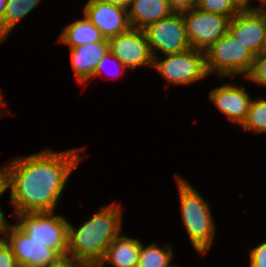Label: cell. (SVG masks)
Masks as SVG:
<instances>
[{"instance_id":"cell-1","label":"cell","mask_w":266,"mask_h":267,"mask_svg":"<svg viewBox=\"0 0 266 267\" xmlns=\"http://www.w3.org/2000/svg\"><path fill=\"white\" fill-rule=\"evenodd\" d=\"M84 149L54 151L45 148L11 159L9 204L12 205L13 216L55 212L72 172L86 158L82 153Z\"/></svg>"},{"instance_id":"cell-2","label":"cell","mask_w":266,"mask_h":267,"mask_svg":"<svg viewBox=\"0 0 266 267\" xmlns=\"http://www.w3.org/2000/svg\"><path fill=\"white\" fill-rule=\"evenodd\" d=\"M118 203L102 206L77 229L68 221L67 257L88 267L98 266L122 230L123 212Z\"/></svg>"},{"instance_id":"cell-3","label":"cell","mask_w":266,"mask_h":267,"mask_svg":"<svg viewBox=\"0 0 266 267\" xmlns=\"http://www.w3.org/2000/svg\"><path fill=\"white\" fill-rule=\"evenodd\" d=\"M182 223L193 249L200 255L210 251L216 235L211 206L188 180L176 173Z\"/></svg>"},{"instance_id":"cell-4","label":"cell","mask_w":266,"mask_h":267,"mask_svg":"<svg viewBox=\"0 0 266 267\" xmlns=\"http://www.w3.org/2000/svg\"><path fill=\"white\" fill-rule=\"evenodd\" d=\"M255 56L236 40L229 32L205 51L208 75H216L219 80L250 72Z\"/></svg>"},{"instance_id":"cell-5","label":"cell","mask_w":266,"mask_h":267,"mask_svg":"<svg viewBox=\"0 0 266 267\" xmlns=\"http://www.w3.org/2000/svg\"><path fill=\"white\" fill-rule=\"evenodd\" d=\"M15 224L33 241L47 244L61 257L68 252V220L56 212L20 213Z\"/></svg>"},{"instance_id":"cell-6","label":"cell","mask_w":266,"mask_h":267,"mask_svg":"<svg viewBox=\"0 0 266 267\" xmlns=\"http://www.w3.org/2000/svg\"><path fill=\"white\" fill-rule=\"evenodd\" d=\"M154 57L153 68L166 81V87L170 85H191L206 78L205 52L190 48L178 54L164 55L162 58Z\"/></svg>"},{"instance_id":"cell-7","label":"cell","mask_w":266,"mask_h":267,"mask_svg":"<svg viewBox=\"0 0 266 267\" xmlns=\"http://www.w3.org/2000/svg\"><path fill=\"white\" fill-rule=\"evenodd\" d=\"M153 58L162 55L178 54L190 49L186 25L182 13L170 16L148 25L143 29Z\"/></svg>"},{"instance_id":"cell-8","label":"cell","mask_w":266,"mask_h":267,"mask_svg":"<svg viewBox=\"0 0 266 267\" xmlns=\"http://www.w3.org/2000/svg\"><path fill=\"white\" fill-rule=\"evenodd\" d=\"M190 47L205 52L228 32V17L193 8L182 13Z\"/></svg>"},{"instance_id":"cell-9","label":"cell","mask_w":266,"mask_h":267,"mask_svg":"<svg viewBox=\"0 0 266 267\" xmlns=\"http://www.w3.org/2000/svg\"><path fill=\"white\" fill-rule=\"evenodd\" d=\"M2 238L10 246L19 267H49L62 258L47 244L33 241L16 224L8 223Z\"/></svg>"},{"instance_id":"cell-10","label":"cell","mask_w":266,"mask_h":267,"mask_svg":"<svg viewBox=\"0 0 266 267\" xmlns=\"http://www.w3.org/2000/svg\"><path fill=\"white\" fill-rule=\"evenodd\" d=\"M109 50L132 72L137 68L152 67L153 55L144 30L130 28L109 39Z\"/></svg>"},{"instance_id":"cell-11","label":"cell","mask_w":266,"mask_h":267,"mask_svg":"<svg viewBox=\"0 0 266 267\" xmlns=\"http://www.w3.org/2000/svg\"><path fill=\"white\" fill-rule=\"evenodd\" d=\"M82 10L108 40L131 28L127 9L122 6L102 0H87Z\"/></svg>"},{"instance_id":"cell-12","label":"cell","mask_w":266,"mask_h":267,"mask_svg":"<svg viewBox=\"0 0 266 267\" xmlns=\"http://www.w3.org/2000/svg\"><path fill=\"white\" fill-rule=\"evenodd\" d=\"M230 82L212 88L208 98L232 124L241 126L247 118L252 97L246 87Z\"/></svg>"},{"instance_id":"cell-13","label":"cell","mask_w":266,"mask_h":267,"mask_svg":"<svg viewBox=\"0 0 266 267\" xmlns=\"http://www.w3.org/2000/svg\"><path fill=\"white\" fill-rule=\"evenodd\" d=\"M228 32L254 56L262 53L266 41V21L255 10H241L229 22Z\"/></svg>"},{"instance_id":"cell-14","label":"cell","mask_w":266,"mask_h":267,"mask_svg":"<svg viewBox=\"0 0 266 267\" xmlns=\"http://www.w3.org/2000/svg\"><path fill=\"white\" fill-rule=\"evenodd\" d=\"M69 50L72 71L76 76V81L84 86L85 83L88 84V81H91L98 63L109 51V41L84 43Z\"/></svg>"},{"instance_id":"cell-15","label":"cell","mask_w":266,"mask_h":267,"mask_svg":"<svg viewBox=\"0 0 266 267\" xmlns=\"http://www.w3.org/2000/svg\"><path fill=\"white\" fill-rule=\"evenodd\" d=\"M141 240L121 233L107 247L103 260L97 267H137Z\"/></svg>"},{"instance_id":"cell-16","label":"cell","mask_w":266,"mask_h":267,"mask_svg":"<svg viewBox=\"0 0 266 267\" xmlns=\"http://www.w3.org/2000/svg\"><path fill=\"white\" fill-rule=\"evenodd\" d=\"M127 13L130 27L143 30L173 12L166 0H132Z\"/></svg>"},{"instance_id":"cell-17","label":"cell","mask_w":266,"mask_h":267,"mask_svg":"<svg viewBox=\"0 0 266 267\" xmlns=\"http://www.w3.org/2000/svg\"><path fill=\"white\" fill-rule=\"evenodd\" d=\"M67 26H64L57 43L68 45L71 48L77 47L84 43H94L97 41H109L104 37L102 32L92 24L85 15Z\"/></svg>"},{"instance_id":"cell-18","label":"cell","mask_w":266,"mask_h":267,"mask_svg":"<svg viewBox=\"0 0 266 267\" xmlns=\"http://www.w3.org/2000/svg\"><path fill=\"white\" fill-rule=\"evenodd\" d=\"M42 0H6L5 12L0 22V44L8 39L10 32L27 17Z\"/></svg>"},{"instance_id":"cell-19","label":"cell","mask_w":266,"mask_h":267,"mask_svg":"<svg viewBox=\"0 0 266 267\" xmlns=\"http://www.w3.org/2000/svg\"><path fill=\"white\" fill-rule=\"evenodd\" d=\"M144 244L141 242L137 267H179L171 263L175 253L170 243L161 246L156 241L147 246Z\"/></svg>"},{"instance_id":"cell-20","label":"cell","mask_w":266,"mask_h":267,"mask_svg":"<svg viewBox=\"0 0 266 267\" xmlns=\"http://www.w3.org/2000/svg\"><path fill=\"white\" fill-rule=\"evenodd\" d=\"M243 131H251L255 134L266 133V99L253 98L246 120L242 123Z\"/></svg>"},{"instance_id":"cell-21","label":"cell","mask_w":266,"mask_h":267,"mask_svg":"<svg viewBox=\"0 0 266 267\" xmlns=\"http://www.w3.org/2000/svg\"><path fill=\"white\" fill-rule=\"evenodd\" d=\"M197 8L228 17L230 20L241 11L233 0H198Z\"/></svg>"},{"instance_id":"cell-22","label":"cell","mask_w":266,"mask_h":267,"mask_svg":"<svg viewBox=\"0 0 266 267\" xmlns=\"http://www.w3.org/2000/svg\"><path fill=\"white\" fill-rule=\"evenodd\" d=\"M110 64L112 65V64H114L115 66V68H116V71L117 72H115V73H113V72H111L110 73V71H112L111 69L110 70H108L109 69V67H107V65H109L110 66ZM108 69H107V68ZM112 67H113V65H112ZM106 69V70H105ZM118 69V70H117ZM108 70V71H107ZM126 70H127V68L121 63V61L117 58V57H115L113 54H112V52L109 50V51H107V53L105 54V56L101 59V61L98 63V66H97V68L95 69V72H94V74H93V77L91 78V80L93 79H95L96 77H102V78H105V76H106V74H107V76L109 75V77L111 76L112 78L111 79H116V77H119L120 75L122 76L125 72H126ZM104 72H108V73H104ZM105 74V75H104ZM114 75H115V77H114ZM117 75V76H116ZM114 77V78H113Z\"/></svg>"},{"instance_id":"cell-23","label":"cell","mask_w":266,"mask_h":267,"mask_svg":"<svg viewBox=\"0 0 266 267\" xmlns=\"http://www.w3.org/2000/svg\"><path fill=\"white\" fill-rule=\"evenodd\" d=\"M256 85L266 86V54L255 56L250 72L244 78Z\"/></svg>"},{"instance_id":"cell-24","label":"cell","mask_w":266,"mask_h":267,"mask_svg":"<svg viewBox=\"0 0 266 267\" xmlns=\"http://www.w3.org/2000/svg\"><path fill=\"white\" fill-rule=\"evenodd\" d=\"M250 267H266V241L249 251Z\"/></svg>"},{"instance_id":"cell-25","label":"cell","mask_w":266,"mask_h":267,"mask_svg":"<svg viewBox=\"0 0 266 267\" xmlns=\"http://www.w3.org/2000/svg\"><path fill=\"white\" fill-rule=\"evenodd\" d=\"M0 267H19L7 242L0 238Z\"/></svg>"},{"instance_id":"cell-26","label":"cell","mask_w":266,"mask_h":267,"mask_svg":"<svg viewBox=\"0 0 266 267\" xmlns=\"http://www.w3.org/2000/svg\"><path fill=\"white\" fill-rule=\"evenodd\" d=\"M173 13H184L196 8L198 0H166Z\"/></svg>"},{"instance_id":"cell-27","label":"cell","mask_w":266,"mask_h":267,"mask_svg":"<svg viewBox=\"0 0 266 267\" xmlns=\"http://www.w3.org/2000/svg\"><path fill=\"white\" fill-rule=\"evenodd\" d=\"M2 166L0 167V198L10 188L9 162H5Z\"/></svg>"},{"instance_id":"cell-28","label":"cell","mask_w":266,"mask_h":267,"mask_svg":"<svg viewBox=\"0 0 266 267\" xmlns=\"http://www.w3.org/2000/svg\"><path fill=\"white\" fill-rule=\"evenodd\" d=\"M49 267H88L85 264L75 262L69 257H62L54 264L50 265Z\"/></svg>"},{"instance_id":"cell-29","label":"cell","mask_w":266,"mask_h":267,"mask_svg":"<svg viewBox=\"0 0 266 267\" xmlns=\"http://www.w3.org/2000/svg\"><path fill=\"white\" fill-rule=\"evenodd\" d=\"M241 10H255L257 6L251 5V0H233ZM259 1V0H257Z\"/></svg>"},{"instance_id":"cell-30","label":"cell","mask_w":266,"mask_h":267,"mask_svg":"<svg viewBox=\"0 0 266 267\" xmlns=\"http://www.w3.org/2000/svg\"><path fill=\"white\" fill-rule=\"evenodd\" d=\"M2 206H0V236L1 238L3 237V234L5 232V228L7 226V224L9 223V221H7L4 211H2Z\"/></svg>"},{"instance_id":"cell-31","label":"cell","mask_w":266,"mask_h":267,"mask_svg":"<svg viewBox=\"0 0 266 267\" xmlns=\"http://www.w3.org/2000/svg\"><path fill=\"white\" fill-rule=\"evenodd\" d=\"M104 2H109V3H113L119 6H122L124 8H128L130 3L132 2V0H102Z\"/></svg>"},{"instance_id":"cell-32","label":"cell","mask_w":266,"mask_h":267,"mask_svg":"<svg viewBox=\"0 0 266 267\" xmlns=\"http://www.w3.org/2000/svg\"><path fill=\"white\" fill-rule=\"evenodd\" d=\"M259 5L256 4L257 6V11L264 17L266 21V0H259Z\"/></svg>"},{"instance_id":"cell-33","label":"cell","mask_w":266,"mask_h":267,"mask_svg":"<svg viewBox=\"0 0 266 267\" xmlns=\"http://www.w3.org/2000/svg\"><path fill=\"white\" fill-rule=\"evenodd\" d=\"M6 0H0V22L2 21L5 12Z\"/></svg>"},{"instance_id":"cell-34","label":"cell","mask_w":266,"mask_h":267,"mask_svg":"<svg viewBox=\"0 0 266 267\" xmlns=\"http://www.w3.org/2000/svg\"><path fill=\"white\" fill-rule=\"evenodd\" d=\"M262 54H266V41H265V45H264V48H263Z\"/></svg>"}]
</instances>
